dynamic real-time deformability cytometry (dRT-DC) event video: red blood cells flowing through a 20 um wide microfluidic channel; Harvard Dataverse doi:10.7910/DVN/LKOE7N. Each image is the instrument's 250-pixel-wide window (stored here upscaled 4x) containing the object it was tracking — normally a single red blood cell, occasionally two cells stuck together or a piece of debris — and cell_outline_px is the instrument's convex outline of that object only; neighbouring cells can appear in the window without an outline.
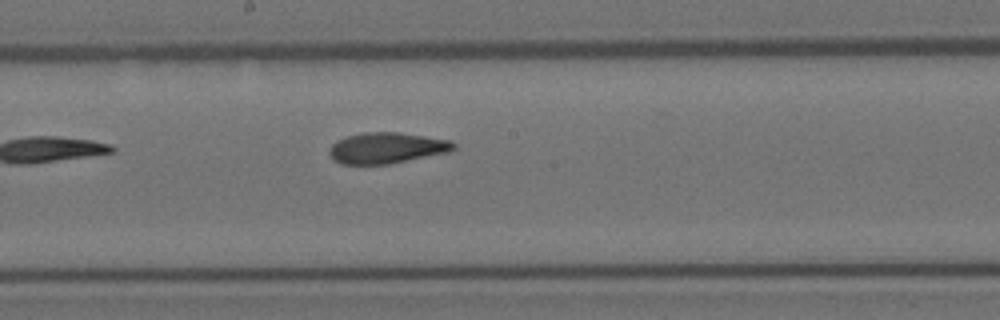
{"species": "Egyptian fruit bat (a non-hibernating species)", "species_latin": "Rousettus aegyptiacus", "temperature_condition": "room temperature", "stored_images_in_passage": 8, "camera_frame_rate_fps": 3000, "um_per_image_px": 0.085, "animal": {"sex": "female"}, "frame": {"image": 1, "passage_image": 8, "time_ms": 2.333, "image_size_px": [1000, 320], "cell_outline_px": [[456, 148], [448, 152], [388, 164], [340, 164], [332, 160], [328, 152], [328, 148], [336, 140], [348, 136], [364, 132], [400, 132], [448, 140], [456, 144]], "centroid_in_image_um": [32.81, 12.58], "position_along_channel_um": 215.4, "area_um2": 22.43}}